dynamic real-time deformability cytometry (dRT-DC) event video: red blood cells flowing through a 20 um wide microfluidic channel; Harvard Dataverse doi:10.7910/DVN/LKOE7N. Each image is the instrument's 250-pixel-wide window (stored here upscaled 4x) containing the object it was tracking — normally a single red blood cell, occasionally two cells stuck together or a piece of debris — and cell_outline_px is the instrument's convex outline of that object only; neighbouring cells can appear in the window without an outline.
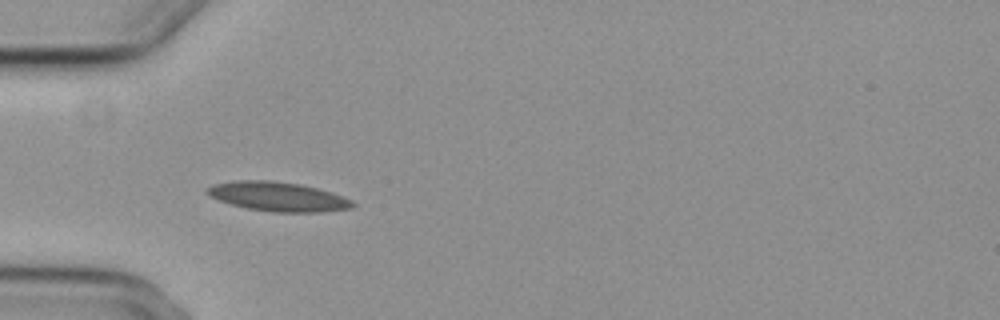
{"species": "common noctule bat (a hibernating species)", "species_latin": "Nyctalus noctula", "temperature_condition": "cold", "stored_images_in_passage": 2, "camera_frame_rate_fps": 3000, "um_per_image_px": 0.085, "animal": {"sex": "female", "body_mass_g": 29.2, "forearm_length_mm": 56.3}, "frame": {"image": 1, "passage_image": 2, "time_ms": 1.333, "image_size_px": [1000, 320], "cell_outline_px": [[356, 204], [352, 208], [320, 212], [272, 212], [248, 208], [232, 204], [208, 196], [204, 192], [204, 188], [212, 184], [236, 180], [272, 180], [300, 184], [332, 192], [352, 200]], "centroid_in_image_um": [23.59, 16.7], "position_along_channel_um": 61.4, "area_um2": 24.97}}